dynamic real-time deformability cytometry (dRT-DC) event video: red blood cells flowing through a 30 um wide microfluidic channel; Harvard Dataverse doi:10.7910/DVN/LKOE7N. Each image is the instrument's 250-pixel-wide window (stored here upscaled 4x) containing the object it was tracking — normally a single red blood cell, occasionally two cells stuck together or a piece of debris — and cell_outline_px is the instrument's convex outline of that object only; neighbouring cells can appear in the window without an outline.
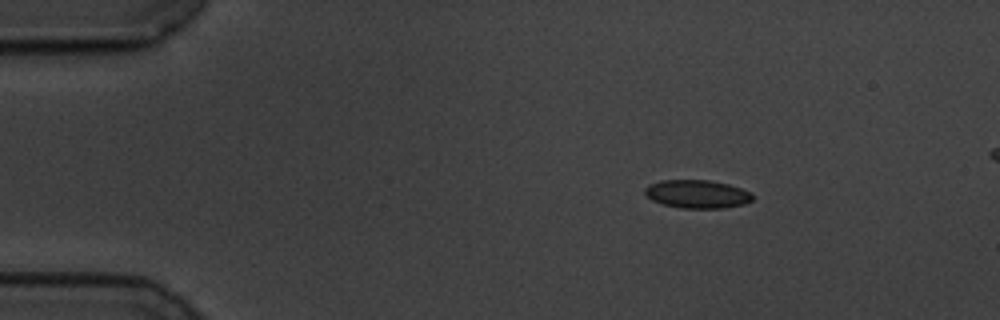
{"species": "common noctule bat (a hibernating species)", "species_latin": "Nyctalus noctula", "temperature_condition": "cold", "stored_images_in_passage": 50, "camera_frame_rate_fps": 3000, "um_per_image_px": 0.085, "animal": {"sex": "male", "body_mass_g": 19.5, "forearm_length_mm": 54.6}, "frame": {"image": 1, "passage_image": 1, "time_ms": 0.0, "image_size_px": [1000, 320], "cell_outline_px": [[752, 200], [744, 204], [724, 208], [680, 208], [664, 204], [652, 200], [644, 192], [644, 188], [648, 184], [660, 180], [708, 180], [728, 184], [752, 192]], "centroid_in_image_um": [59.25, 16.49], "position_along_channel_um": 25.8, "area_um2": 17.74}}
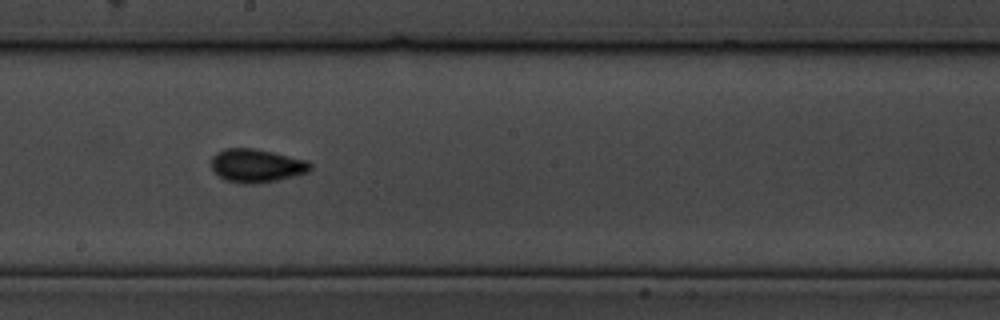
{"frame": {"image": 2, "passage_image": 24, "time_ms": 7.667, "image_size_px": [1000, 320], "cell_outline_px": [[312, 168], [308, 172], [276, 180], [256, 184], [244, 184], [224, 180], [212, 168], [212, 156], [216, 152], [224, 148], [252, 148], [272, 152], [308, 160], [312, 164]], "centroid_in_image_um": [21.8, 14.08], "position_along_channel_um": 226.4, "area_um2": 19.25}}
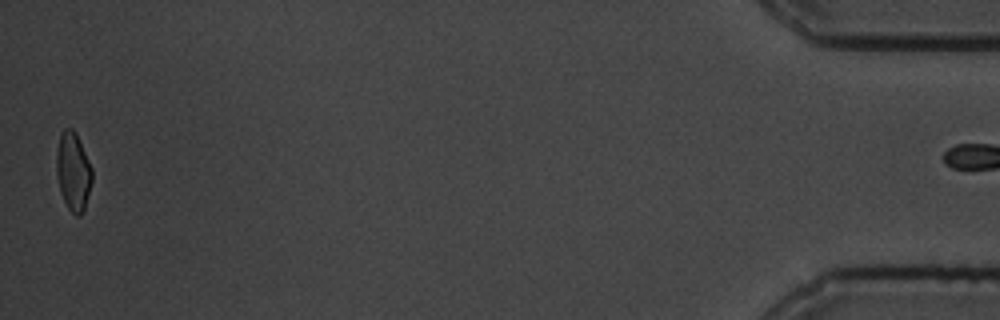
{"frame": {"image": 3, "passage_image": 49, "time_ms": 16.0, "image_size_px": [1000, 320], "cell_outline_px": [[92, 180], [84, 208], [80, 216], [76, 216], [68, 208], [60, 192], [56, 176], [56, 152], [60, 132], [64, 128], [72, 128], [76, 132], [92, 168]], "centroid_in_image_um": [6.2, 14.54], "position_along_channel_um": 429.0, "area_um2": 16.36}}